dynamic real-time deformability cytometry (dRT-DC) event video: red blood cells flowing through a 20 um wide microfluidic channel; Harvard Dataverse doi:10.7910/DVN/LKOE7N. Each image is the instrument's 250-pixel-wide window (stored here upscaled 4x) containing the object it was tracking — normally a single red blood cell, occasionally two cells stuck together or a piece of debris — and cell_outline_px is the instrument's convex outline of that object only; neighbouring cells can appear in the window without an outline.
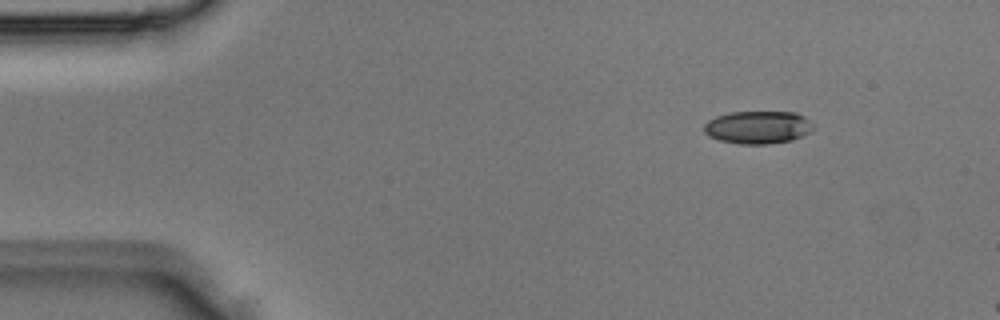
{"species": "Egyptian fruit bat (a non-hibernating species)", "species_latin": "Rousettus aegyptiacus", "temperature_condition": "room temperature", "stored_images_in_passage": 3, "camera_frame_rate_fps": 3000, "um_per_image_px": 0.085, "animal": {"sex": "male"}, "frame": {"image": 1, "passage_image": 1, "time_ms": 0.0, "image_size_px": [1000, 320], "cell_outline_px": [[816, 128], [812, 132], [792, 140], [768, 144], [740, 144], [720, 140], [708, 136], [704, 132], [704, 124], [708, 120], [716, 116], [732, 112], [796, 112], [804, 116]], "centroid_in_image_um": [64.44, 10.82], "position_along_channel_um": 20.6, "area_um2": 21.04}}